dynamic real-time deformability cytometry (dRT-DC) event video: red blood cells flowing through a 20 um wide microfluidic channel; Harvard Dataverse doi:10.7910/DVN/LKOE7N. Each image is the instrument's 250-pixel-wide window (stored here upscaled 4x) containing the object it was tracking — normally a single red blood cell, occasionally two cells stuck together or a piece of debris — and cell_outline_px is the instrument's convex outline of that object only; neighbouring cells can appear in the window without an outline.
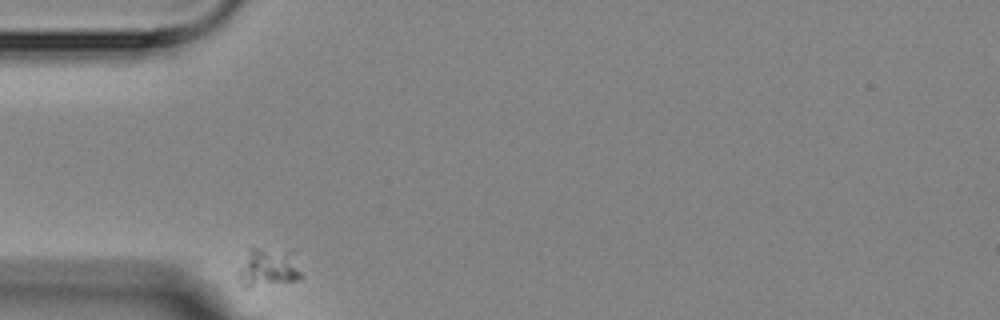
{"species": "Egyptian fruit bat (a non-hibernating species)", "species_latin": "Rousettus aegyptiacus", "temperature_condition": "room temperature", "stored_images_in_passage": 5, "camera_frame_rate_fps": 3000, "um_per_image_px": 0.085, "animal": {"sex": "female"}, "frame": {"image": 1, "passage_image": 1, "time_ms": 0.0, "image_size_px": [1000, 320], "cell_outline_px": [[304, 276], [300, 280], [248, 288], [240, 288], [236, 276], [248, 248], [256, 248], [292, 252]], "centroid_in_image_um": [22.76, 22.8], "position_along_channel_um": 62.2, "area_um2": 14.57}}
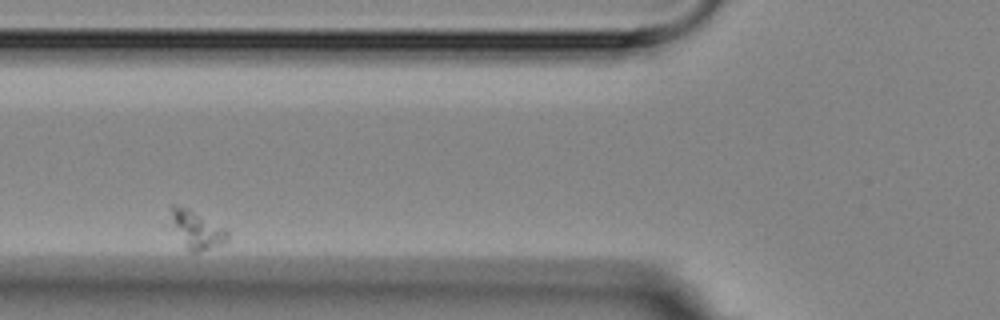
{"frame": {"image": 2, "passage_image": 3, "time_ms": 2.0, "image_size_px": [1000, 320], "cell_outline_px": [[228, 240], [220, 244], [196, 252], [192, 252], [188, 248], [172, 216], [172, 204], [176, 204], [188, 208], [224, 228], [228, 232]], "centroid_in_image_um": [16.81, 19.5], "position_along_channel_um": 109.0, "area_um2": 11.21}}
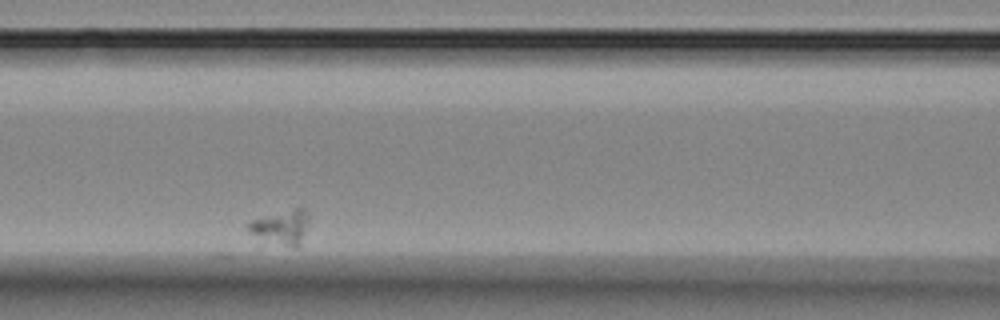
{"frame": {"image": 3, "passage_image": 4, "time_ms": 3.333, "image_size_px": [1000, 320], "cell_outline_px": [[308, 220], [300, 248], [292, 248], [252, 232], [244, 224], [252, 220], [296, 208], [304, 208], [308, 212]], "centroid_in_image_um": [24.0, 19.29], "position_along_channel_um": 142.6, "area_um2": 11.44}}